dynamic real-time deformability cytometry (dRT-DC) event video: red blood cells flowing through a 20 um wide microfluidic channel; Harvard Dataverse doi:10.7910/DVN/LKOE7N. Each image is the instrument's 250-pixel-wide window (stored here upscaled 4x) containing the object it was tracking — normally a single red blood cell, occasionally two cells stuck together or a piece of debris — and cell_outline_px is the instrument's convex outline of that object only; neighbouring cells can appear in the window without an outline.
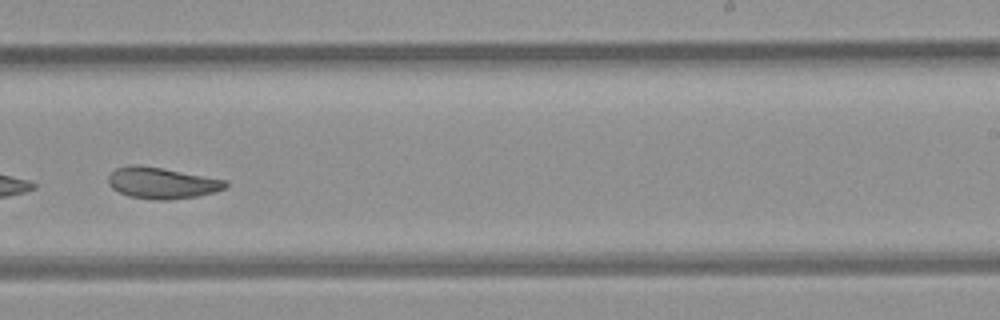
{"species": "common noctule bat (a hibernating species)", "species_latin": "Nyctalus noctula", "temperature_condition": "room temperature", "stored_images_in_passage": 46, "camera_frame_rate_fps": 3000, "um_per_image_px": 0.085, "animal": {"sex": "female", "body_mass_g": 21.9}, "frame": {"image": 1, "passage_image": 27, "time_ms": 8.667, "image_size_px": [1000, 320], "cell_outline_px": [[228, 184], [224, 188], [212, 192], [196, 196], [168, 200], [152, 200], [128, 196], [112, 188], [108, 184], [108, 176], [116, 168], [128, 164], [136, 164], [160, 168], [228, 180]], "centroid_in_image_um": [13.72, 15.55], "position_along_channel_um": 275.3, "area_um2": 21.27}}
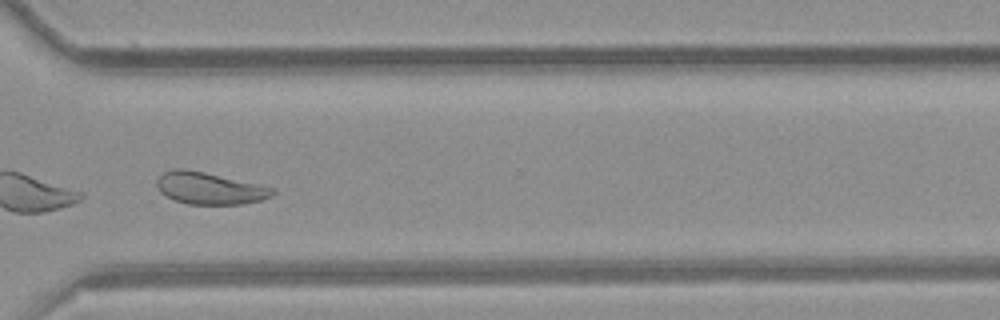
{"frame": {"image": 2, "passage_image": 33, "time_ms": 10.667, "image_size_px": [1000, 320], "cell_outline_px": [[276, 192], [272, 196], [260, 200], [240, 204], [188, 204], [176, 200], [160, 192], [156, 184], [156, 180], [164, 172], [176, 168], [180, 168], [204, 172], [276, 188]], "centroid_in_image_um": [17.83, 16.0], "position_along_channel_um": 352.8, "area_um2": 21.33}, "authors_computed_cell_mechanics": {"area_um2": 23.5535, "velocity_mm_per_s": 3.8761, "shape_relaxation_time_tau1_ms": null, "shape_relaxation_time_tau2_ms": 2.4502, "deformation_change_tau1": null, "deformation_change_tau2": 0.0686}}